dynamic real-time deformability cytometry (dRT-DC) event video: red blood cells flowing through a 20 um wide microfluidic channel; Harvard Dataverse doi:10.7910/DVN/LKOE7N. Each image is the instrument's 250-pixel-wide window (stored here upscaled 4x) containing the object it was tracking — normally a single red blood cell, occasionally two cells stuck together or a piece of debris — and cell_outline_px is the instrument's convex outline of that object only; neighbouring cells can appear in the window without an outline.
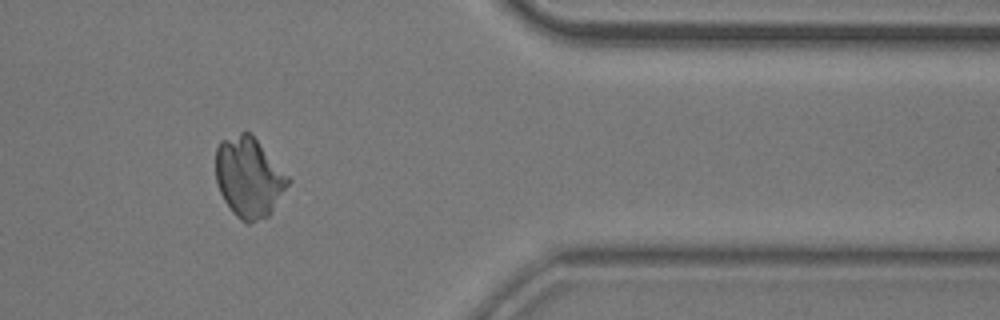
{"species": "common noctule bat (a hibernating species)", "species_latin": "Nyctalus noctula", "temperature_condition": "room temperature", "stored_images_in_passage": 49, "camera_frame_rate_fps": 3000, "um_per_image_px": 0.085, "animal": {"sex": "male", "body_mass_g": 20.5, "forearm_length_mm": 52.5}, "frame": {"image": 1, "passage_image": 44, "time_ms": 14.333, "image_size_px": [1000, 320], "cell_outline_px": [[292, 180], [268, 216], [248, 224], [240, 220], [232, 212], [224, 200], [216, 184], [216, 148], [220, 140], [240, 132], [248, 132], [256, 140]], "centroid_in_image_um": [21.13, 15.09], "position_along_channel_um": 390.3, "area_um2": 33.52}}